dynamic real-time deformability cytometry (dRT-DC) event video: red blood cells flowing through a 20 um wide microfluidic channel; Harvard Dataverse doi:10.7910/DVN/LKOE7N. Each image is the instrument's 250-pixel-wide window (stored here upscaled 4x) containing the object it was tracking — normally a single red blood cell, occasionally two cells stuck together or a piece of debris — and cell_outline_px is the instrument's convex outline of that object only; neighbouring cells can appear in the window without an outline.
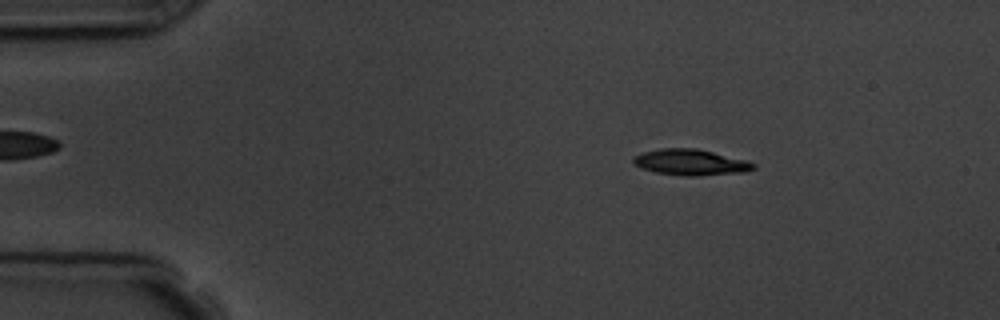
{"species": "common noctule bat (a hibernating species)", "species_latin": "Nyctalus noctula", "temperature_condition": "room temperature", "stored_images_in_passage": 4, "camera_frame_rate_fps": 3000, "um_per_image_px": 0.085, "animal": {"sex": "male", "body_mass_g": 19.5, "forearm_length_mm": 54.6}, "frame": {"image": 1, "passage_image": 2, "time_ms": 1.333, "image_size_px": [1000, 320], "cell_outline_px": [[756, 168], [744, 172], [696, 176], [684, 176], [656, 172], [644, 168], [636, 164], [632, 160], [632, 156], [644, 152], [660, 148], [696, 148], [748, 160], [756, 164]], "centroid_in_image_um": [58.74, 13.79], "position_along_channel_um": 26.3, "area_um2": 18.15}}